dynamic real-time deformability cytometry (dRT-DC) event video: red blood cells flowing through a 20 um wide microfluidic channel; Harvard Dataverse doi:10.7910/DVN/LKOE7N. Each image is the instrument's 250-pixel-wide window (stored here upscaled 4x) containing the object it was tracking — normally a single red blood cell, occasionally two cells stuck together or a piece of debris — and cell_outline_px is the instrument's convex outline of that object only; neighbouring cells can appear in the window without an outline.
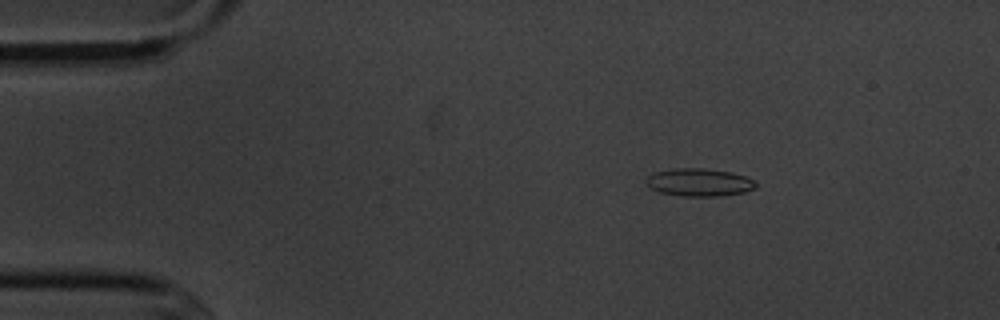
{"species": "common noctule bat (a hibernating species)", "species_latin": "Nyctalus noctula", "temperature_condition": "cold", "stored_images_in_passage": 4, "camera_frame_rate_fps": 3000, "um_per_image_px": 0.085, "animal": {"sex": "male", "body_mass_g": 20.1, "forearm_length_mm": 53.5}, "frame": {"image": 1, "passage_image": 2, "time_ms": 2.0, "image_size_px": [1000, 320], "cell_outline_px": [[756, 188], [744, 192], [720, 196], [684, 196], [660, 192], [652, 188], [644, 180], [648, 176], [656, 172], [676, 168], [704, 168], [732, 172], [756, 180]], "centroid_in_image_um": [59.47, 15.49], "position_along_channel_um": 25.5, "area_um2": 17.69}}